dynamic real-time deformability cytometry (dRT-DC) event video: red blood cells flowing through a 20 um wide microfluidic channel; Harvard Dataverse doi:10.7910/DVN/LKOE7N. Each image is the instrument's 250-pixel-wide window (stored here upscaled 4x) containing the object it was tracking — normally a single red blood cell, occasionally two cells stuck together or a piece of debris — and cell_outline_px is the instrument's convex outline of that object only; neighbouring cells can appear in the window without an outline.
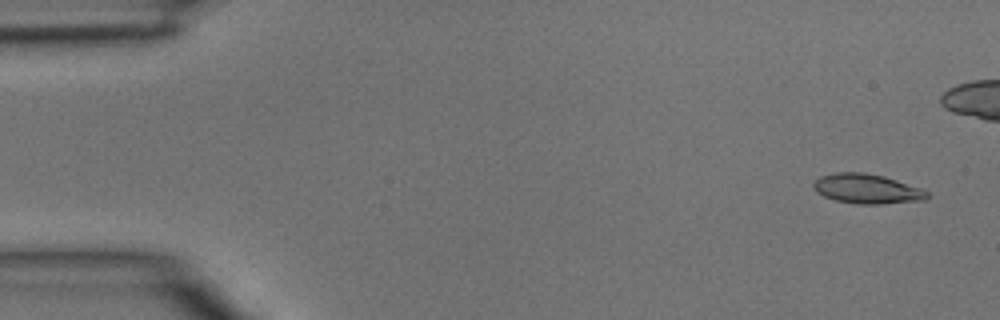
{"species": "common noctule bat (a hibernating species)", "species_latin": "Nyctalus noctula", "temperature_condition": "room temperature", "stored_images_in_passage": 5, "camera_frame_rate_fps": 3000, "um_per_image_px": 0.085, "animal": {"sex": "male", "body_mass_g": 15.6}, "frame": {"image": 1, "passage_image": 1, "time_ms": 0.0, "image_size_px": [1000, 320], "cell_outline_px": [[928, 196], [924, 200], [880, 204], [856, 204], [836, 200], [824, 196], [816, 192], [812, 188], [812, 184], [820, 176], [836, 172], [864, 172], [884, 176], [920, 188], [928, 192]], "centroid_in_image_um": [73.65, 16.04], "position_along_channel_um": 11.4, "area_um2": 19.59}}